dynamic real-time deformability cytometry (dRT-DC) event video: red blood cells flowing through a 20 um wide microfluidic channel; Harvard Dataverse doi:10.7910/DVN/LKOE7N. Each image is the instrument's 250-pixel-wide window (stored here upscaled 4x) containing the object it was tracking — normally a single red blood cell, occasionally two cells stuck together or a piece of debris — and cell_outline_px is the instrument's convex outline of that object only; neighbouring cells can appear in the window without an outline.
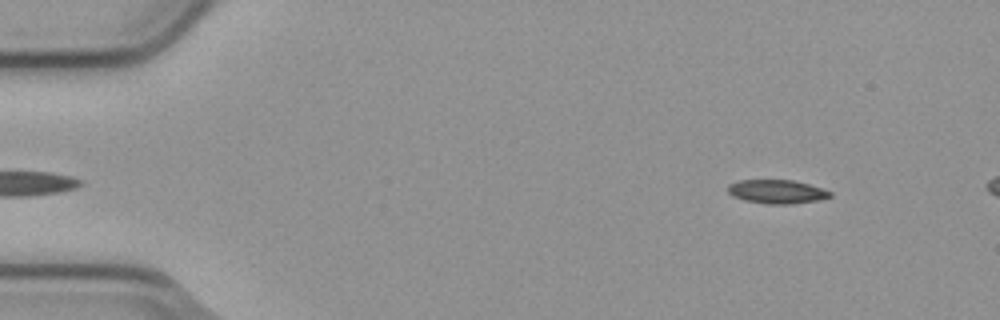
{"species": "common noctule bat (a hibernating species)", "species_latin": "Nyctalus noctula", "temperature_condition": "cold", "stored_images_in_passage": 3, "camera_frame_rate_fps": 3000, "um_per_image_px": 0.085, "animal": {"sex": "male", "body_mass_g": 23.1, "forearm_length_mm": 52.7}, "frame": {"image": 1, "passage_image": 1, "time_ms": 0.0, "image_size_px": [1000, 320], "cell_outline_px": [[832, 196], [816, 200], [788, 204], [764, 204], [744, 200], [732, 196], [728, 192], [728, 184], [740, 180], [792, 180], [808, 184], [832, 192]], "centroid_in_image_um": [65.99, 16.29], "position_along_channel_um": 19.0, "area_um2": 14.05}}